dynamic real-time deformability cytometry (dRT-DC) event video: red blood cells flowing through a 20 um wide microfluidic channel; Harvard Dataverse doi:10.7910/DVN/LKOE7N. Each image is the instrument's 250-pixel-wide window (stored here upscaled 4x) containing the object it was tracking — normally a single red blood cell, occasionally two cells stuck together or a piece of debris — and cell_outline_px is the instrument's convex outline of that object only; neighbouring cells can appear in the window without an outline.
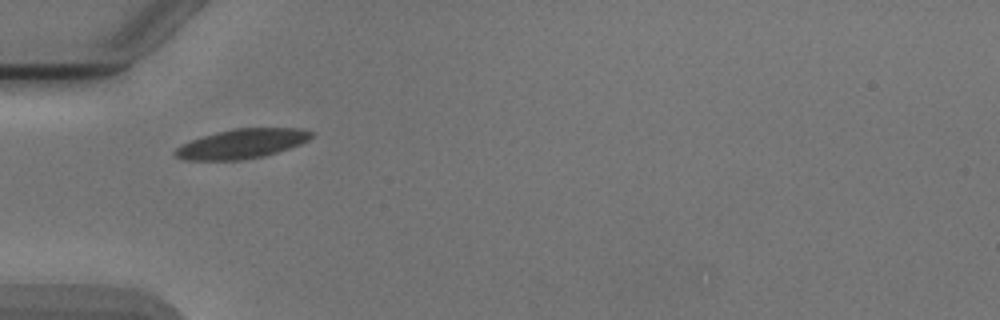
{"species": "Egyptian fruit bat (a non-hibernating species)", "species_latin": "Rousettus aegyptiacus", "temperature_condition": "cold", "stored_images_in_passage": 37, "camera_frame_rate_fps": 3000, "um_per_image_px": 0.085, "animal": {"sex": "male"}, "frame": {"image": 1, "passage_image": 1, "time_ms": 0.0, "image_size_px": [1000, 320], "cell_outline_px": [[312, 136], [308, 140], [300, 144], [264, 156], [240, 160], [184, 160], [176, 156], [172, 152], [176, 148], [192, 140], [216, 132], [232, 128], [300, 128], [312, 132]], "centroid_in_image_um": [20.55, 12.22], "position_along_channel_um": 64.5, "area_um2": 23.18}}
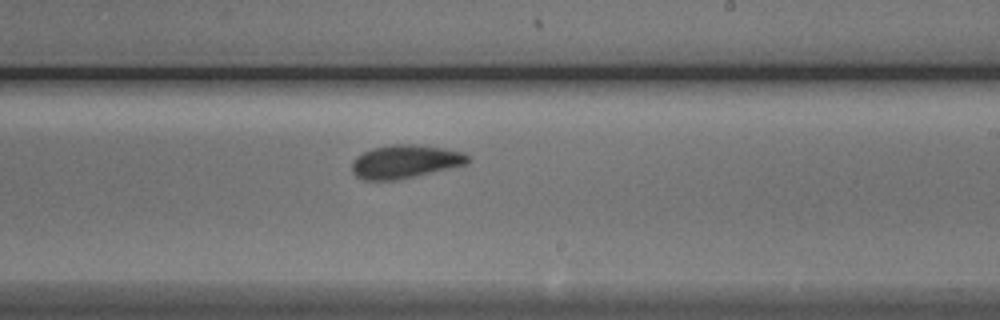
{"frame": {"image": 2, "passage_image": 16, "time_ms": 5.0, "image_size_px": [1000, 320], "cell_outline_px": [[468, 164], [396, 180], [364, 180], [356, 176], [352, 172], [352, 160], [356, 156], [372, 148], [392, 144], [416, 144], [444, 148], [464, 152], [468, 156]], "centroid_in_image_um": [34.41, 13.72], "position_along_channel_um": 254.6, "area_um2": 22.54}}
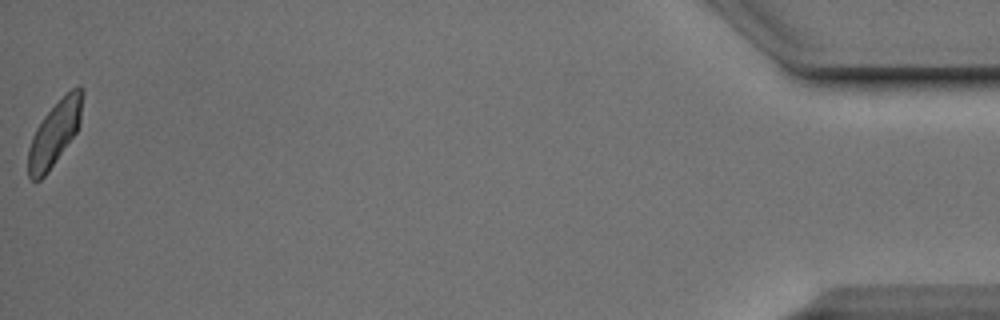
{"frame": {"image": 3, "passage_image": 37, "time_ms": 12.0, "image_size_px": [1000, 320], "cell_outline_px": [[84, 96], [80, 124], [76, 132], [48, 172], [40, 180], [32, 180], [28, 176], [28, 148], [32, 136], [36, 128], [44, 116], [76, 84], [80, 84], [84, 88]], "centroid_in_image_um": [4.67, 11.3], "position_along_channel_um": 430.5, "area_um2": 20.35}, "authors_computed_cell_mechanics": {"area_um2": 21.7906, "velocity_mm_per_s": 3.8541, "shape_relaxation_time_tau1_ms": 3.5369, "shape_relaxation_time_tau2_ms": 2.5671, "deformation_change_tau1": 0.1097, "deformation_change_tau2": 0.0587}}